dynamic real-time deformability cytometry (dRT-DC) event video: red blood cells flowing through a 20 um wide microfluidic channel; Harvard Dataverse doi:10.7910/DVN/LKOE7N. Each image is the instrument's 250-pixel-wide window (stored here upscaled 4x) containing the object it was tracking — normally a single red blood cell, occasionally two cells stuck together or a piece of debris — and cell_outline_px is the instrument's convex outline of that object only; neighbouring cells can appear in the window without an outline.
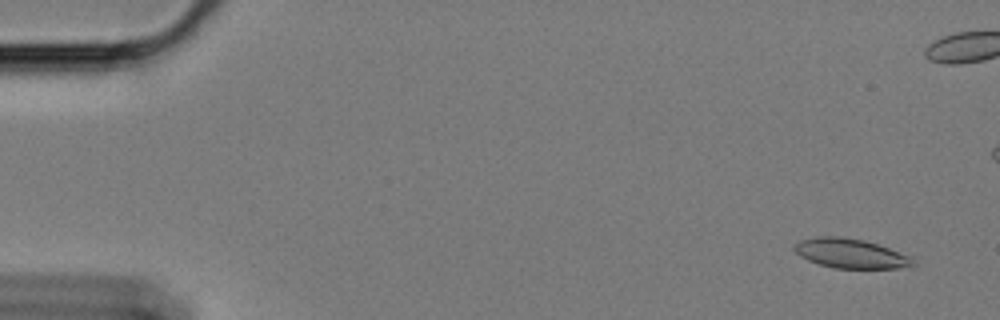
{"species": "Egyptian fruit bat (a non-hibernating species)", "species_latin": "Rousettus aegyptiacus", "temperature_condition": "cold", "stored_images_in_passage": 61, "camera_frame_rate_fps": 3000, "um_per_image_px": 0.085, "animal": {"sex": "female"}, "frame": {"image": 1, "passage_image": 4, "time_ms": 1.0, "image_size_px": [1000, 320], "cell_outline_px": [[916, 264], [896, 268], [832, 268], [808, 260], [800, 256], [792, 248], [792, 244], [800, 240], [816, 236], [840, 236], [864, 240], [888, 248], [908, 256], [916, 260]], "centroid_in_image_um": [72.23, 21.53], "position_along_channel_um": 12.8, "area_um2": 20.29}}
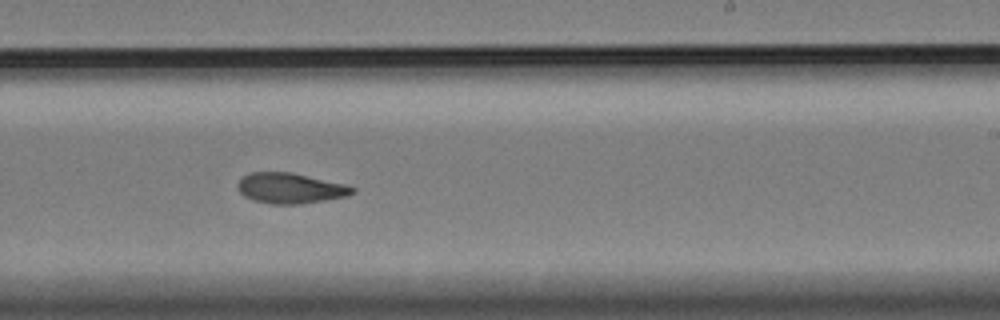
{"frame": {"image": 2, "passage_image": 37, "time_ms": 12.0, "image_size_px": [1000, 320], "cell_outline_px": [[356, 192], [348, 196], [300, 204], [272, 204], [252, 200], [244, 196], [236, 188], [236, 184], [248, 172], [292, 172], [344, 184], [356, 188]], "centroid_in_image_um": [24.65, 16.0], "position_along_channel_um": 264.3, "area_um2": 20.46}}
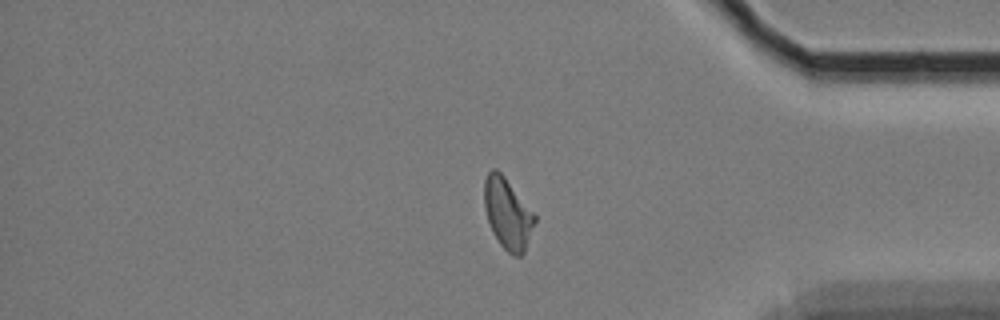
{"frame": {"image": 3, "passage_image": 50, "time_ms": 16.333, "image_size_px": [1000, 320], "cell_outline_px": [[536, 220], [524, 252], [520, 256], [516, 256], [508, 252], [500, 244], [492, 232], [484, 208], [484, 180], [488, 172], [492, 168], [496, 168], [504, 176], [536, 216]], "centroid_in_image_um": [43.13, 18.14], "position_along_channel_um": 392.1, "area_um2": 20.58}, "authors_computed_cell_mechanics": {"area_um2": 20.6346, "velocity_mm_per_s": 3.3949, "shape_relaxation_time_tau1_ms": null, "shape_relaxation_time_tau2_ms": 3.7613, "deformation_change_tau1": null, "deformation_change_tau2": 0.0957}}